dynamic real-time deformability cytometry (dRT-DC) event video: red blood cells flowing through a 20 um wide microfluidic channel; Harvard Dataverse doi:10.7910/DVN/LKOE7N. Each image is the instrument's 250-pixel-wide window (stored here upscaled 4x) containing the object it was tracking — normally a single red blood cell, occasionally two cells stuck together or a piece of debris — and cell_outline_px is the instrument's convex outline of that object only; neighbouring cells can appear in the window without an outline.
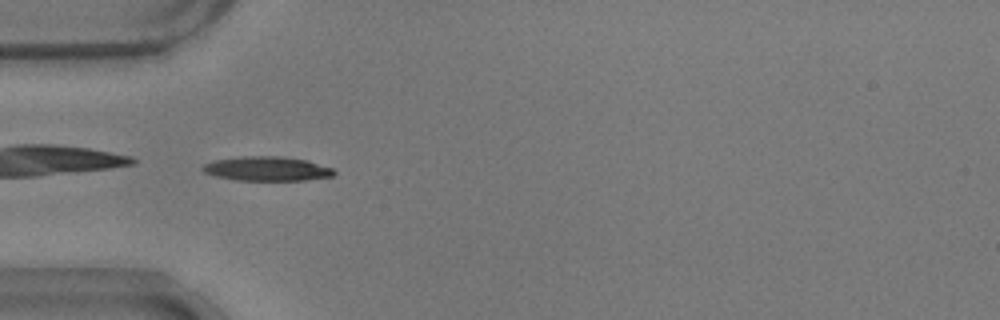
{"species": "common noctule bat (a hibernating species)", "species_latin": "Nyctalus noctula", "temperature_condition": "warm", "stored_images_in_passage": 39, "camera_frame_rate_fps": 3000, "um_per_image_px": 0.085, "animal": {"sex": "male", "body_mass_g": 17.9}, "frame": {"image": 1, "passage_image": 1, "time_ms": 0.0, "image_size_px": [1000, 320], "cell_outline_px": [[336, 172], [332, 176], [304, 180], [236, 180], [216, 176], [204, 172], [200, 168], [204, 164], [216, 160], [240, 156], [280, 156], [308, 160], [332, 168]], "centroid_in_image_um": [22.69, 14.33], "position_along_channel_um": 62.3, "area_um2": 18.55}}
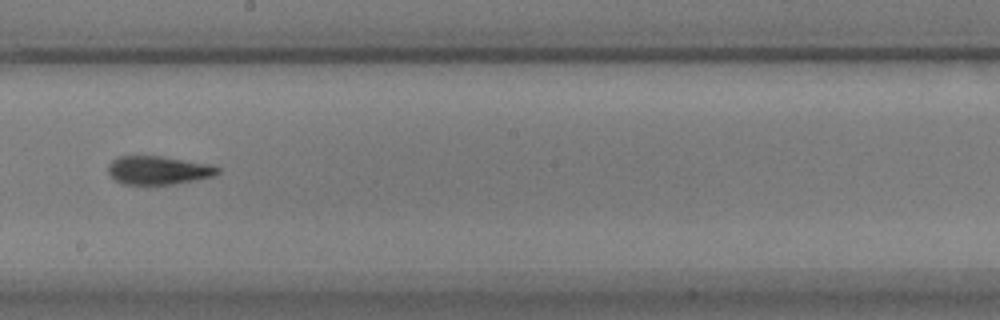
{"frame": {"image": 2, "passage_image": 15, "time_ms": 4.667, "image_size_px": [1000, 320], "cell_outline_px": [[220, 172], [216, 176], [196, 180], [172, 184], [124, 184], [116, 180], [108, 172], [108, 164], [112, 160], [120, 156], [160, 156], [208, 164], [220, 168]], "centroid_in_image_um": [13.47, 14.47], "position_along_channel_um": 234.7, "area_um2": 18.03}}
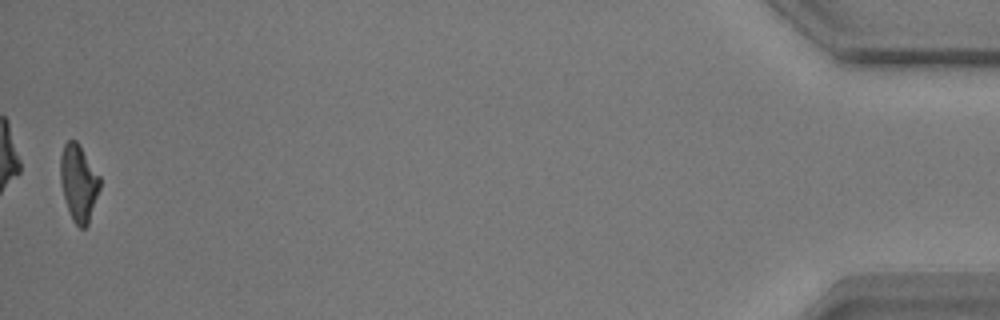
{"frame": {"image": 3, "passage_image": 38, "time_ms": 12.333, "image_size_px": [1000, 320], "cell_outline_px": [[100, 188], [88, 224], [84, 228], [80, 228], [72, 220], [60, 184], [60, 156], [64, 144], [68, 140], [76, 140], [100, 176]], "centroid_in_image_um": [6.68, 15.53], "position_along_channel_um": 428.5, "area_um2": 17.51}, "authors_computed_cell_mechanics": {"area_um2": 18.1492, "velocity_mm_per_s": 3.726, "shape_relaxation_time_tau1_ms": 7.0196, "shape_relaxation_time_tau2_ms": 2.9952, "deformation_change_tau1": 0.2002, "deformation_change_tau2": 0.1242}}